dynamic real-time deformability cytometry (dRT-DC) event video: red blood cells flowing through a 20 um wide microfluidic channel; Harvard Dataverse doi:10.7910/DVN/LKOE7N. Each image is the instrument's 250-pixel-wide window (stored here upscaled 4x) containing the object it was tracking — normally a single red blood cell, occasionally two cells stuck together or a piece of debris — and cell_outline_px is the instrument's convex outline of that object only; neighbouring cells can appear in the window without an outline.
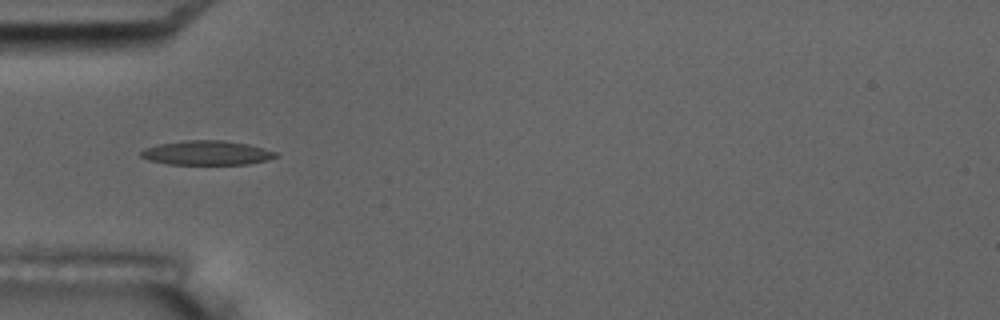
{"species": "common noctule bat (a hibernating species)", "species_latin": "Nyctalus noctula", "temperature_condition": "room temperature", "stored_images_in_passage": 9, "camera_frame_rate_fps": 3000, "um_per_image_px": 0.085, "animal": {"sex": "male", "body_mass_g": 17.5, "forearm_length_mm": 52.3}, "frame": {"image": 1, "passage_image": 6, "time_ms": 5.667, "image_size_px": [1000, 320], "cell_outline_px": [[280, 156], [268, 160], [248, 164], [168, 164], [148, 160], [140, 156], [140, 152], [144, 148], [156, 144], [184, 140], [224, 140], [248, 144], [264, 148], [276, 152]], "centroid_in_image_um": [17.57, 12.99], "position_along_channel_um": 67.4, "area_um2": 19.31}}
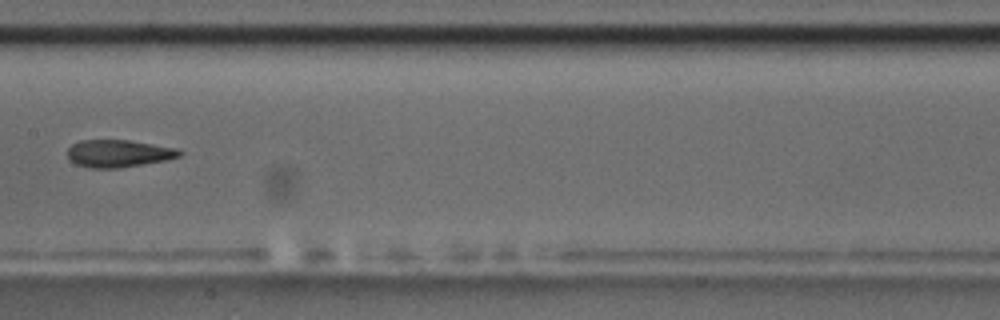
{"frame": {"image": 2, "passage_image": 9, "time_ms": 9.333, "image_size_px": [1000, 320], "cell_outline_px": [[184, 152], [180, 156], [164, 160], [120, 168], [88, 168], [76, 164], [68, 160], [68, 148], [72, 144], [80, 140], [128, 140], [176, 148]], "centroid_in_image_um": [10.03, 13.05], "position_along_channel_um": 197.4, "area_um2": 17.86}}